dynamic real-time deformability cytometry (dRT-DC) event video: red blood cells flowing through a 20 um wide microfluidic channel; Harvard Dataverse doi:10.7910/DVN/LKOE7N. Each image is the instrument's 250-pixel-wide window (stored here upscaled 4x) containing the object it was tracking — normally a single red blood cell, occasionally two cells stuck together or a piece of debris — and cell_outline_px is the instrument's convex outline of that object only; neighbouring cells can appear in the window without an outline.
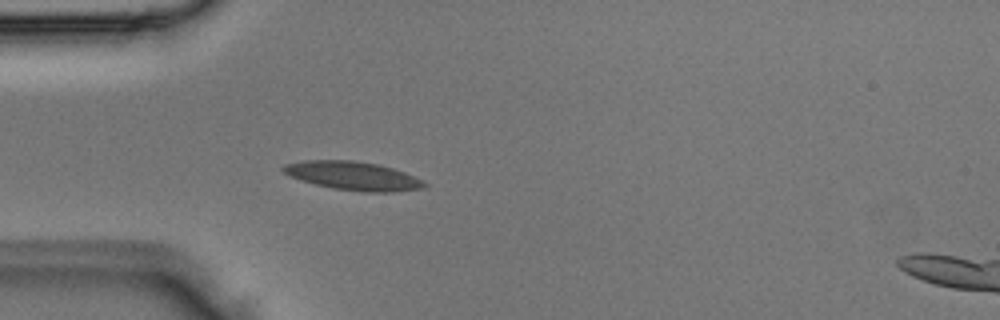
{"species": "Egyptian fruit bat (a non-hibernating species)", "species_latin": "Rousettus aegyptiacus", "temperature_condition": "room temperature", "stored_images_in_passage": 3, "camera_frame_rate_fps": 3000, "um_per_image_px": 0.085, "animal": {"sex": "male"}, "frame": {"image": 1, "passage_image": 3, "time_ms": 0.667, "image_size_px": [1000, 320], "cell_outline_px": [[428, 184], [424, 188], [396, 192], [364, 192], [332, 188], [300, 180], [288, 176], [280, 168], [284, 164], [304, 160], [352, 160], [376, 164], [392, 168], [404, 172], [424, 180]], "centroid_in_image_um": [30.01, 14.95], "position_along_channel_um": 55.0, "area_um2": 23.64}}